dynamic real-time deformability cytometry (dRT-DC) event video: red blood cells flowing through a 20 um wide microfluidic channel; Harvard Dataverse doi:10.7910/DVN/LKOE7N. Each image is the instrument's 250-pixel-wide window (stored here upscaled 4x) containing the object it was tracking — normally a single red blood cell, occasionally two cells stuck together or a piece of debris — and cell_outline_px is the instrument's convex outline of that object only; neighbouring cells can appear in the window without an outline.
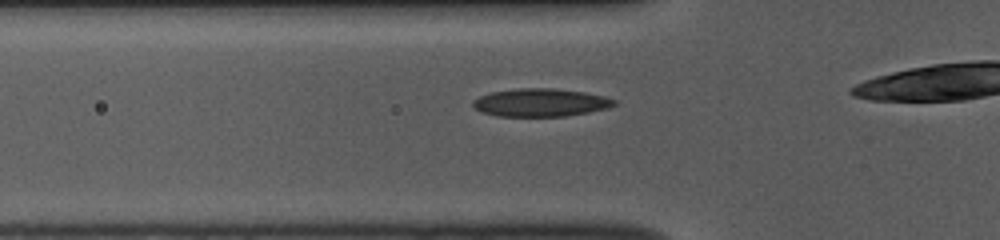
{"species": "common noctule bat (a hibernating species)", "species_latin": "Nyctalus noctula", "temperature_condition": "room temperature", "stored_images_in_passage": 39, "camera_frame_rate_fps": 3000, "um_per_image_px": 0.085, "animal": {"sex": "female", "body_mass_g": 10.0, "forearm_length_mm": 53.1}, "frame": {"image": 1, "passage_image": 13, "time_ms": 4.0, "image_size_px": [1000, 240], "cell_outline_px": [[616, 104], [608, 108], [588, 112], [564, 116], [496, 116], [480, 112], [472, 104], [472, 100], [480, 96], [492, 92], [516, 88], [552, 88], [584, 92], [604, 96], [616, 100]], "centroid_in_image_um": [45.93, 8.71], "position_along_channel_um": 79.9, "area_um2": 23.0}}
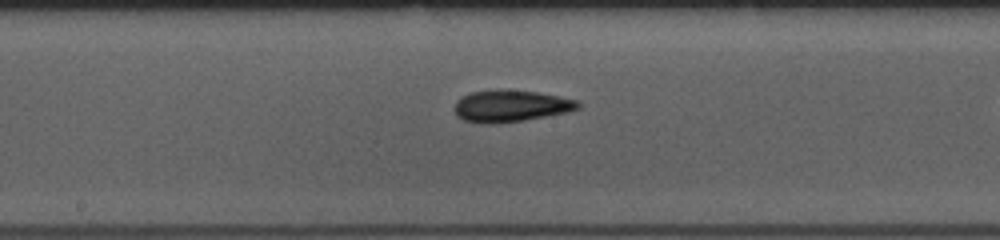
{"frame": {"image": 2, "passage_image": 23, "time_ms": 7.333, "image_size_px": [1000, 240], "cell_outline_px": [[580, 108], [568, 112], [524, 120], [492, 124], [480, 124], [464, 120], [456, 116], [452, 108], [456, 100], [472, 92], [536, 92], [576, 100], [580, 104]], "centroid_in_image_um": [43.37, 9.06], "position_along_channel_um": 204.8, "area_um2": 22.2}}
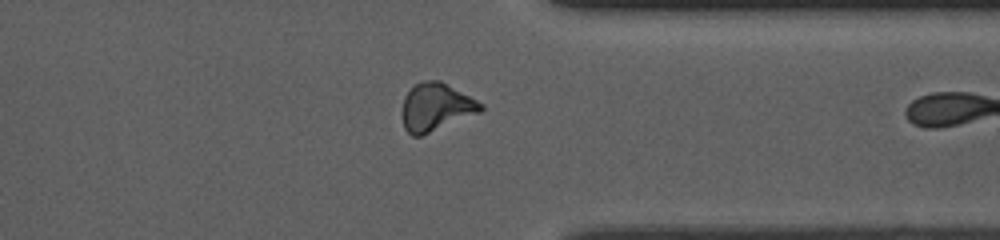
{"frame": {"image": 3, "passage_image": 37, "time_ms": 12.0, "image_size_px": [1000, 240], "cell_outline_px": [[484, 108], [480, 112], [420, 136], [412, 136], [404, 128], [400, 112], [404, 96], [420, 80], [440, 80], [484, 104]], "centroid_in_image_um": [37.01, 9.09], "position_along_channel_um": 374.4, "area_um2": 21.91}}